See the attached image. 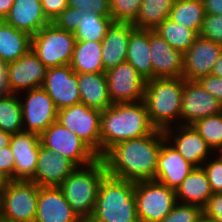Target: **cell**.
I'll list each match as a JSON object with an SVG mask.
<instances>
[{"instance_id": "6da1fadb", "label": "cell", "mask_w": 222, "mask_h": 222, "mask_svg": "<svg viewBox=\"0 0 222 222\" xmlns=\"http://www.w3.org/2000/svg\"><path fill=\"white\" fill-rule=\"evenodd\" d=\"M165 139L164 131L155 129L146 136L113 145L100 157L107 174L134 183L154 180L161 144Z\"/></svg>"}, {"instance_id": "7a4b0ae2", "label": "cell", "mask_w": 222, "mask_h": 222, "mask_svg": "<svg viewBox=\"0 0 222 222\" xmlns=\"http://www.w3.org/2000/svg\"><path fill=\"white\" fill-rule=\"evenodd\" d=\"M155 129L143 100L112 104L101 114V156L113 145L146 136Z\"/></svg>"}, {"instance_id": "3957f363", "label": "cell", "mask_w": 222, "mask_h": 222, "mask_svg": "<svg viewBox=\"0 0 222 222\" xmlns=\"http://www.w3.org/2000/svg\"><path fill=\"white\" fill-rule=\"evenodd\" d=\"M137 218L135 183L106 174L88 222H126Z\"/></svg>"}, {"instance_id": "277c9868", "label": "cell", "mask_w": 222, "mask_h": 222, "mask_svg": "<svg viewBox=\"0 0 222 222\" xmlns=\"http://www.w3.org/2000/svg\"><path fill=\"white\" fill-rule=\"evenodd\" d=\"M183 88V77L146 80L143 101L156 129L164 131L175 119L180 120Z\"/></svg>"}, {"instance_id": "5b68a950", "label": "cell", "mask_w": 222, "mask_h": 222, "mask_svg": "<svg viewBox=\"0 0 222 222\" xmlns=\"http://www.w3.org/2000/svg\"><path fill=\"white\" fill-rule=\"evenodd\" d=\"M107 174L101 158L77 167L59 186L72 210L83 222L91 219L101 180Z\"/></svg>"}, {"instance_id": "8992f818", "label": "cell", "mask_w": 222, "mask_h": 222, "mask_svg": "<svg viewBox=\"0 0 222 222\" xmlns=\"http://www.w3.org/2000/svg\"><path fill=\"white\" fill-rule=\"evenodd\" d=\"M75 42L72 32L50 22L32 36L31 50L47 68L70 65Z\"/></svg>"}, {"instance_id": "52a82bcc", "label": "cell", "mask_w": 222, "mask_h": 222, "mask_svg": "<svg viewBox=\"0 0 222 222\" xmlns=\"http://www.w3.org/2000/svg\"><path fill=\"white\" fill-rule=\"evenodd\" d=\"M39 186L33 181H6L0 194V216L18 222H34Z\"/></svg>"}, {"instance_id": "ba28073f", "label": "cell", "mask_w": 222, "mask_h": 222, "mask_svg": "<svg viewBox=\"0 0 222 222\" xmlns=\"http://www.w3.org/2000/svg\"><path fill=\"white\" fill-rule=\"evenodd\" d=\"M41 145L72 161L77 167L92 164L100 157L74 132L59 121L53 122L41 135Z\"/></svg>"}, {"instance_id": "9c48e42d", "label": "cell", "mask_w": 222, "mask_h": 222, "mask_svg": "<svg viewBox=\"0 0 222 222\" xmlns=\"http://www.w3.org/2000/svg\"><path fill=\"white\" fill-rule=\"evenodd\" d=\"M135 198L142 222H160L177 203L175 190L157 180L136 182Z\"/></svg>"}, {"instance_id": "30bf717a", "label": "cell", "mask_w": 222, "mask_h": 222, "mask_svg": "<svg viewBox=\"0 0 222 222\" xmlns=\"http://www.w3.org/2000/svg\"><path fill=\"white\" fill-rule=\"evenodd\" d=\"M102 111L89 108L82 102L58 110L57 121L74 132L99 157H101Z\"/></svg>"}, {"instance_id": "8fae6325", "label": "cell", "mask_w": 222, "mask_h": 222, "mask_svg": "<svg viewBox=\"0 0 222 222\" xmlns=\"http://www.w3.org/2000/svg\"><path fill=\"white\" fill-rule=\"evenodd\" d=\"M112 104L134 103L144 99L146 80L128 62L106 71Z\"/></svg>"}, {"instance_id": "7c38bea8", "label": "cell", "mask_w": 222, "mask_h": 222, "mask_svg": "<svg viewBox=\"0 0 222 222\" xmlns=\"http://www.w3.org/2000/svg\"><path fill=\"white\" fill-rule=\"evenodd\" d=\"M24 101L21 100L24 131L41 135L57 121L58 110L42 87L27 90Z\"/></svg>"}, {"instance_id": "4fadbf2b", "label": "cell", "mask_w": 222, "mask_h": 222, "mask_svg": "<svg viewBox=\"0 0 222 222\" xmlns=\"http://www.w3.org/2000/svg\"><path fill=\"white\" fill-rule=\"evenodd\" d=\"M171 130L172 127L164 130L166 139L161 144L154 180L176 191L195 166L186 161L173 145H169L174 129Z\"/></svg>"}, {"instance_id": "5bb4252c", "label": "cell", "mask_w": 222, "mask_h": 222, "mask_svg": "<svg viewBox=\"0 0 222 222\" xmlns=\"http://www.w3.org/2000/svg\"><path fill=\"white\" fill-rule=\"evenodd\" d=\"M221 112L222 103L205 91L198 81L184 79L180 111V118L183 120L182 125H192L200 119Z\"/></svg>"}, {"instance_id": "9a60e30c", "label": "cell", "mask_w": 222, "mask_h": 222, "mask_svg": "<svg viewBox=\"0 0 222 222\" xmlns=\"http://www.w3.org/2000/svg\"><path fill=\"white\" fill-rule=\"evenodd\" d=\"M42 88L57 110L81 102L77 73L70 65L48 68Z\"/></svg>"}, {"instance_id": "2e32d148", "label": "cell", "mask_w": 222, "mask_h": 222, "mask_svg": "<svg viewBox=\"0 0 222 222\" xmlns=\"http://www.w3.org/2000/svg\"><path fill=\"white\" fill-rule=\"evenodd\" d=\"M222 52V44L198 36L184 53L183 78L198 81L211 74L216 60Z\"/></svg>"}, {"instance_id": "e0dca14e", "label": "cell", "mask_w": 222, "mask_h": 222, "mask_svg": "<svg viewBox=\"0 0 222 222\" xmlns=\"http://www.w3.org/2000/svg\"><path fill=\"white\" fill-rule=\"evenodd\" d=\"M47 69L32 50L18 60L7 63L10 93L18 95L19 90L41 88Z\"/></svg>"}, {"instance_id": "ac0fdd59", "label": "cell", "mask_w": 222, "mask_h": 222, "mask_svg": "<svg viewBox=\"0 0 222 222\" xmlns=\"http://www.w3.org/2000/svg\"><path fill=\"white\" fill-rule=\"evenodd\" d=\"M149 48L153 78H178L183 76L184 54L173 49L154 30H149Z\"/></svg>"}, {"instance_id": "d6986e66", "label": "cell", "mask_w": 222, "mask_h": 222, "mask_svg": "<svg viewBox=\"0 0 222 222\" xmlns=\"http://www.w3.org/2000/svg\"><path fill=\"white\" fill-rule=\"evenodd\" d=\"M40 135L18 132L12 135L10 148L14 154V180L30 181L34 177L40 152Z\"/></svg>"}, {"instance_id": "ffe728a7", "label": "cell", "mask_w": 222, "mask_h": 222, "mask_svg": "<svg viewBox=\"0 0 222 222\" xmlns=\"http://www.w3.org/2000/svg\"><path fill=\"white\" fill-rule=\"evenodd\" d=\"M76 168L69 159L40 145L36 170L30 181L40 187H59Z\"/></svg>"}, {"instance_id": "44dd1931", "label": "cell", "mask_w": 222, "mask_h": 222, "mask_svg": "<svg viewBox=\"0 0 222 222\" xmlns=\"http://www.w3.org/2000/svg\"><path fill=\"white\" fill-rule=\"evenodd\" d=\"M34 222H83L68 204L60 187H40Z\"/></svg>"}, {"instance_id": "7402d4cb", "label": "cell", "mask_w": 222, "mask_h": 222, "mask_svg": "<svg viewBox=\"0 0 222 222\" xmlns=\"http://www.w3.org/2000/svg\"><path fill=\"white\" fill-rule=\"evenodd\" d=\"M136 28L132 23L113 22L102 41V61L107 71L126 62L130 34Z\"/></svg>"}, {"instance_id": "603a6c76", "label": "cell", "mask_w": 222, "mask_h": 222, "mask_svg": "<svg viewBox=\"0 0 222 222\" xmlns=\"http://www.w3.org/2000/svg\"><path fill=\"white\" fill-rule=\"evenodd\" d=\"M4 21L31 36L50 23L42 10L41 0H14Z\"/></svg>"}, {"instance_id": "cb8c5ba5", "label": "cell", "mask_w": 222, "mask_h": 222, "mask_svg": "<svg viewBox=\"0 0 222 222\" xmlns=\"http://www.w3.org/2000/svg\"><path fill=\"white\" fill-rule=\"evenodd\" d=\"M180 127V128H179ZM176 132L172 145L176 148L179 154L195 167H201L205 160L207 161L208 153L213 150L207 142L200 136L192 125H177Z\"/></svg>"}, {"instance_id": "d4e9b609", "label": "cell", "mask_w": 222, "mask_h": 222, "mask_svg": "<svg viewBox=\"0 0 222 222\" xmlns=\"http://www.w3.org/2000/svg\"><path fill=\"white\" fill-rule=\"evenodd\" d=\"M81 102L89 108L104 111L112 105L104 73H77Z\"/></svg>"}, {"instance_id": "484cf974", "label": "cell", "mask_w": 222, "mask_h": 222, "mask_svg": "<svg viewBox=\"0 0 222 222\" xmlns=\"http://www.w3.org/2000/svg\"><path fill=\"white\" fill-rule=\"evenodd\" d=\"M177 202L203 208L213 195L207 175L202 167H195L175 191Z\"/></svg>"}, {"instance_id": "4316f807", "label": "cell", "mask_w": 222, "mask_h": 222, "mask_svg": "<svg viewBox=\"0 0 222 222\" xmlns=\"http://www.w3.org/2000/svg\"><path fill=\"white\" fill-rule=\"evenodd\" d=\"M32 36L0 20V62L18 60L31 50Z\"/></svg>"}, {"instance_id": "83f0119b", "label": "cell", "mask_w": 222, "mask_h": 222, "mask_svg": "<svg viewBox=\"0 0 222 222\" xmlns=\"http://www.w3.org/2000/svg\"><path fill=\"white\" fill-rule=\"evenodd\" d=\"M126 62L130 63L145 80L153 79L149 30L135 29L130 34Z\"/></svg>"}, {"instance_id": "f1b7e54d", "label": "cell", "mask_w": 222, "mask_h": 222, "mask_svg": "<svg viewBox=\"0 0 222 222\" xmlns=\"http://www.w3.org/2000/svg\"><path fill=\"white\" fill-rule=\"evenodd\" d=\"M71 68L76 73H104L102 42L76 41Z\"/></svg>"}, {"instance_id": "f546056e", "label": "cell", "mask_w": 222, "mask_h": 222, "mask_svg": "<svg viewBox=\"0 0 222 222\" xmlns=\"http://www.w3.org/2000/svg\"><path fill=\"white\" fill-rule=\"evenodd\" d=\"M205 16L202 0H175L169 18L199 35Z\"/></svg>"}, {"instance_id": "4dcf8cb0", "label": "cell", "mask_w": 222, "mask_h": 222, "mask_svg": "<svg viewBox=\"0 0 222 222\" xmlns=\"http://www.w3.org/2000/svg\"><path fill=\"white\" fill-rule=\"evenodd\" d=\"M174 2L175 0H142L133 26L136 29L154 30L170 16Z\"/></svg>"}, {"instance_id": "1f68e13d", "label": "cell", "mask_w": 222, "mask_h": 222, "mask_svg": "<svg viewBox=\"0 0 222 222\" xmlns=\"http://www.w3.org/2000/svg\"><path fill=\"white\" fill-rule=\"evenodd\" d=\"M111 16H102L92 9H81L80 27L73 33L76 41L102 42L108 28L113 23Z\"/></svg>"}, {"instance_id": "d6a6232c", "label": "cell", "mask_w": 222, "mask_h": 222, "mask_svg": "<svg viewBox=\"0 0 222 222\" xmlns=\"http://www.w3.org/2000/svg\"><path fill=\"white\" fill-rule=\"evenodd\" d=\"M154 31L158 33L173 49L183 54L199 36L194 30L174 22L169 17L159 24Z\"/></svg>"}, {"instance_id": "836d02e7", "label": "cell", "mask_w": 222, "mask_h": 222, "mask_svg": "<svg viewBox=\"0 0 222 222\" xmlns=\"http://www.w3.org/2000/svg\"><path fill=\"white\" fill-rule=\"evenodd\" d=\"M0 130L11 135L24 131L21 100L13 93L0 96Z\"/></svg>"}, {"instance_id": "e575fe53", "label": "cell", "mask_w": 222, "mask_h": 222, "mask_svg": "<svg viewBox=\"0 0 222 222\" xmlns=\"http://www.w3.org/2000/svg\"><path fill=\"white\" fill-rule=\"evenodd\" d=\"M192 126L212 150L222 152V112L196 121Z\"/></svg>"}, {"instance_id": "d590c367", "label": "cell", "mask_w": 222, "mask_h": 222, "mask_svg": "<svg viewBox=\"0 0 222 222\" xmlns=\"http://www.w3.org/2000/svg\"><path fill=\"white\" fill-rule=\"evenodd\" d=\"M142 0H110V16L114 22L133 23Z\"/></svg>"}, {"instance_id": "8d00e7d4", "label": "cell", "mask_w": 222, "mask_h": 222, "mask_svg": "<svg viewBox=\"0 0 222 222\" xmlns=\"http://www.w3.org/2000/svg\"><path fill=\"white\" fill-rule=\"evenodd\" d=\"M180 203L177 202L160 222H199L203 217V208L200 206Z\"/></svg>"}, {"instance_id": "74e56055", "label": "cell", "mask_w": 222, "mask_h": 222, "mask_svg": "<svg viewBox=\"0 0 222 222\" xmlns=\"http://www.w3.org/2000/svg\"><path fill=\"white\" fill-rule=\"evenodd\" d=\"M199 36L222 44V15L207 14Z\"/></svg>"}, {"instance_id": "f35d334b", "label": "cell", "mask_w": 222, "mask_h": 222, "mask_svg": "<svg viewBox=\"0 0 222 222\" xmlns=\"http://www.w3.org/2000/svg\"><path fill=\"white\" fill-rule=\"evenodd\" d=\"M204 163L201 167L207 175L213 194L222 193V154L219 158Z\"/></svg>"}, {"instance_id": "ab89813d", "label": "cell", "mask_w": 222, "mask_h": 222, "mask_svg": "<svg viewBox=\"0 0 222 222\" xmlns=\"http://www.w3.org/2000/svg\"><path fill=\"white\" fill-rule=\"evenodd\" d=\"M81 9L67 7L62 11L53 23L63 30L74 33L80 27Z\"/></svg>"}, {"instance_id": "60d3db41", "label": "cell", "mask_w": 222, "mask_h": 222, "mask_svg": "<svg viewBox=\"0 0 222 222\" xmlns=\"http://www.w3.org/2000/svg\"><path fill=\"white\" fill-rule=\"evenodd\" d=\"M68 7L85 12L92 9L96 14L110 16V0H68Z\"/></svg>"}, {"instance_id": "b9f144b4", "label": "cell", "mask_w": 222, "mask_h": 222, "mask_svg": "<svg viewBox=\"0 0 222 222\" xmlns=\"http://www.w3.org/2000/svg\"><path fill=\"white\" fill-rule=\"evenodd\" d=\"M15 159L10 146L0 149V176L6 181L14 180Z\"/></svg>"}, {"instance_id": "7bdbcfd3", "label": "cell", "mask_w": 222, "mask_h": 222, "mask_svg": "<svg viewBox=\"0 0 222 222\" xmlns=\"http://www.w3.org/2000/svg\"><path fill=\"white\" fill-rule=\"evenodd\" d=\"M203 216L214 222H222V193H214L203 207Z\"/></svg>"}, {"instance_id": "ee69618b", "label": "cell", "mask_w": 222, "mask_h": 222, "mask_svg": "<svg viewBox=\"0 0 222 222\" xmlns=\"http://www.w3.org/2000/svg\"><path fill=\"white\" fill-rule=\"evenodd\" d=\"M205 91L222 103V78L209 74L198 80Z\"/></svg>"}, {"instance_id": "f6af8a7d", "label": "cell", "mask_w": 222, "mask_h": 222, "mask_svg": "<svg viewBox=\"0 0 222 222\" xmlns=\"http://www.w3.org/2000/svg\"><path fill=\"white\" fill-rule=\"evenodd\" d=\"M41 4L44 15L53 22L68 7V0H41Z\"/></svg>"}, {"instance_id": "bcb514c9", "label": "cell", "mask_w": 222, "mask_h": 222, "mask_svg": "<svg viewBox=\"0 0 222 222\" xmlns=\"http://www.w3.org/2000/svg\"><path fill=\"white\" fill-rule=\"evenodd\" d=\"M10 93L8 82L7 63L0 62V96Z\"/></svg>"}, {"instance_id": "7dc6e473", "label": "cell", "mask_w": 222, "mask_h": 222, "mask_svg": "<svg viewBox=\"0 0 222 222\" xmlns=\"http://www.w3.org/2000/svg\"><path fill=\"white\" fill-rule=\"evenodd\" d=\"M205 13L213 15H222V0H202Z\"/></svg>"}, {"instance_id": "c3c4849f", "label": "cell", "mask_w": 222, "mask_h": 222, "mask_svg": "<svg viewBox=\"0 0 222 222\" xmlns=\"http://www.w3.org/2000/svg\"><path fill=\"white\" fill-rule=\"evenodd\" d=\"M14 0H0V20H4L8 15Z\"/></svg>"}, {"instance_id": "681fc988", "label": "cell", "mask_w": 222, "mask_h": 222, "mask_svg": "<svg viewBox=\"0 0 222 222\" xmlns=\"http://www.w3.org/2000/svg\"><path fill=\"white\" fill-rule=\"evenodd\" d=\"M12 135L0 130V149L10 146Z\"/></svg>"}, {"instance_id": "f907efd6", "label": "cell", "mask_w": 222, "mask_h": 222, "mask_svg": "<svg viewBox=\"0 0 222 222\" xmlns=\"http://www.w3.org/2000/svg\"><path fill=\"white\" fill-rule=\"evenodd\" d=\"M211 74L222 78V52H221L219 58L216 60Z\"/></svg>"}, {"instance_id": "816d5d0a", "label": "cell", "mask_w": 222, "mask_h": 222, "mask_svg": "<svg viewBox=\"0 0 222 222\" xmlns=\"http://www.w3.org/2000/svg\"><path fill=\"white\" fill-rule=\"evenodd\" d=\"M6 180L0 176V194L2 193Z\"/></svg>"}, {"instance_id": "f5cc1de1", "label": "cell", "mask_w": 222, "mask_h": 222, "mask_svg": "<svg viewBox=\"0 0 222 222\" xmlns=\"http://www.w3.org/2000/svg\"><path fill=\"white\" fill-rule=\"evenodd\" d=\"M0 222H18V221L7 219L5 217L0 216Z\"/></svg>"}, {"instance_id": "db71d44e", "label": "cell", "mask_w": 222, "mask_h": 222, "mask_svg": "<svg viewBox=\"0 0 222 222\" xmlns=\"http://www.w3.org/2000/svg\"><path fill=\"white\" fill-rule=\"evenodd\" d=\"M199 222H214V221L203 216Z\"/></svg>"}, {"instance_id": "11a10c76", "label": "cell", "mask_w": 222, "mask_h": 222, "mask_svg": "<svg viewBox=\"0 0 222 222\" xmlns=\"http://www.w3.org/2000/svg\"><path fill=\"white\" fill-rule=\"evenodd\" d=\"M126 222H142L138 217L135 219V220H133V221H126Z\"/></svg>"}]
</instances>
